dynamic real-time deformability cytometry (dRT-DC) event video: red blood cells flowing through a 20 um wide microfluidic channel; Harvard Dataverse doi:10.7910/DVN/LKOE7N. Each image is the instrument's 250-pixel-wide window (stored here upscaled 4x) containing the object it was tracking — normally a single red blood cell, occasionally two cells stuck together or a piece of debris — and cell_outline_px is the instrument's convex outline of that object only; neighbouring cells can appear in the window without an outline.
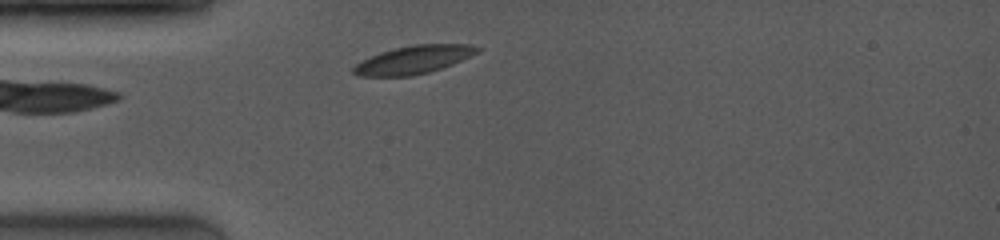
{"species": "common noctule bat (a hibernating species)", "species_latin": "Nyctalus noctula", "temperature_condition": "room temperature", "stored_images_in_passage": 2, "camera_frame_rate_fps": 4000, "um_per_image_px": 0.085, "animal": {"sex": "female", "body_mass_g": 19.0, "forearm_length_mm": 53.3}, "frame": {"image": 1, "passage_image": 1, "time_ms": 0.0, "image_size_px": [1000, 240], "cell_outline_px": [[480, 52], [452, 64], [428, 72], [412, 76], [356, 76], [352, 72], [352, 68], [360, 60], [380, 52], [412, 44], [468, 44], [480, 48]], "centroid_in_image_um": [35.12, 5.07], "position_along_channel_um": 49.9, "area_um2": 20.29}}